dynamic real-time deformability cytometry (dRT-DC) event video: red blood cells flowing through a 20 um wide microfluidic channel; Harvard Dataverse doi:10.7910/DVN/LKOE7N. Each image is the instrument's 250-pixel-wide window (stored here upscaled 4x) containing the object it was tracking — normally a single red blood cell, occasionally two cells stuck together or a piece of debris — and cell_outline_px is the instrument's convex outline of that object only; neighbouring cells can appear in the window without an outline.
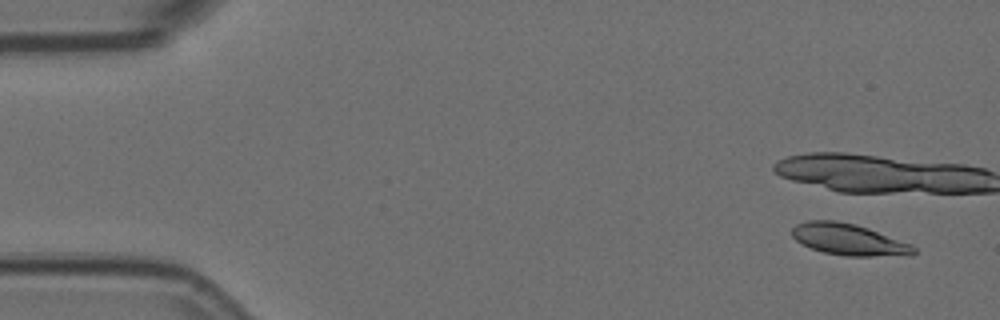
{"species": "Egyptian fruit bat (a non-hibernating species)", "species_latin": "Rousettus aegyptiacus", "temperature_condition": "room temperature", "stored_images_in_passage": 5, "camera_frame_rate_fps": 3000, "um_per_image_px": 0.085, "animal": {"sex": "female"}, "frame": {"image": 1, "passage_image": 1, "time_ms": 0.0, "image_size_px": [1000, 320], "cell_outline_px": [[916, 252], [912, 256], [848, 256], [824, 252], [812, 248], [796, 240], [792, 236], [792, 228], [796, 224], [808, 220], [836, 220], [856, 224], [868, 228], [912, 244], [916, 248]], "centroid_in_image_um": [72.19, 20.36], "position_along_channel_um": 12.8, "area_um2": 22.43}}
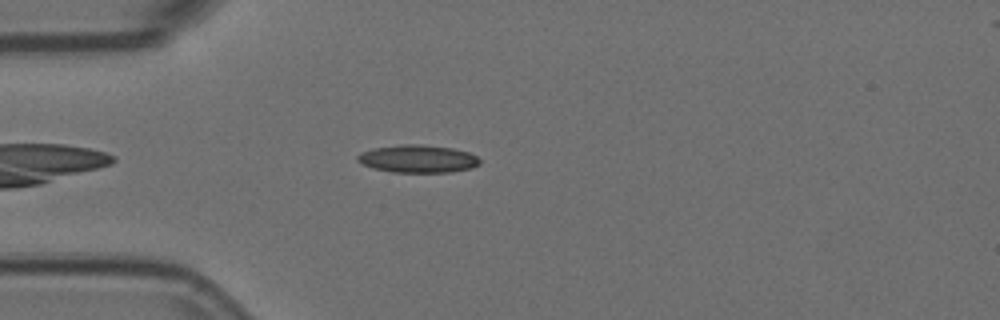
{"frame": {"image": 2, "passage_image": 5, "time_ms": 1.333, "image_size_px": [1000, 320], "cell_outline_px": [[480, 164], [472, 168], [448, 172], [392, 172], [372, 168], [356, 160], [356, 156], [360, 152], [372, 148], [400, 144], [420, 144], [452, 148], [468, 152], [476, 156], [480, 160]], "centroid_in_image_um": [35.49, 13.49], "position_along_channel_um": 49.5, "area_um2": 19.83}}